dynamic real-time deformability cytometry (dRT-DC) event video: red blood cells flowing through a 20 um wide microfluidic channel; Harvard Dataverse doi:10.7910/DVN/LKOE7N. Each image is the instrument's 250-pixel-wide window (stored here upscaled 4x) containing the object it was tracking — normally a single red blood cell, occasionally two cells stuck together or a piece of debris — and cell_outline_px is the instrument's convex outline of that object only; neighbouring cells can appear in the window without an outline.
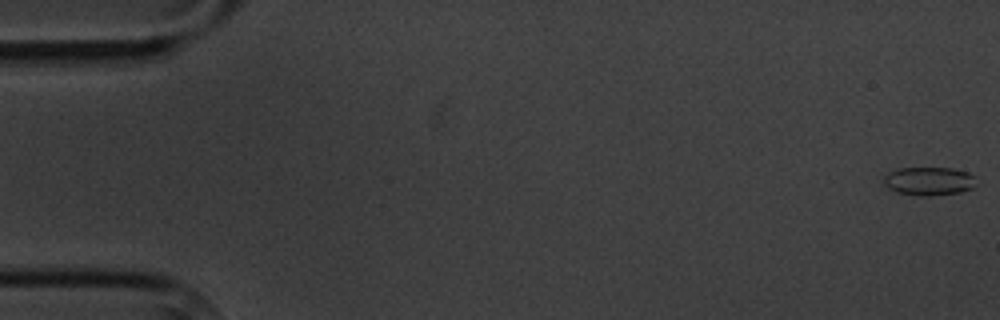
{"species": "common noctule bat (a hibernating species)", "species_latin": "Nyctalus noctula", "temperature_condition": "cold", "stored_images_in_passage": 6, "camera_frame_rate_fps": 3000, "um_per_image_px": 0.085, "animal": {"sex": "male", "body_mass_g": 20.1, "forearm_length_mm": 53.5}, "frame": {"image": 1, "passage_image": 1, "time_ms": 0.0, "image_size_px": [1000, 320], "cell_outline_px": [[972, 188], [960, 192], [932, 196], [920, 196], [896, 192], [884, 184], [884, 176], [888, 172], [900, 168], [952, 168], [968, 172], [972, 176]], "centroid_in_image_um": [78.9, 15.4], "position_along_channel_um": 6.1, "area_um2": 15.09}}
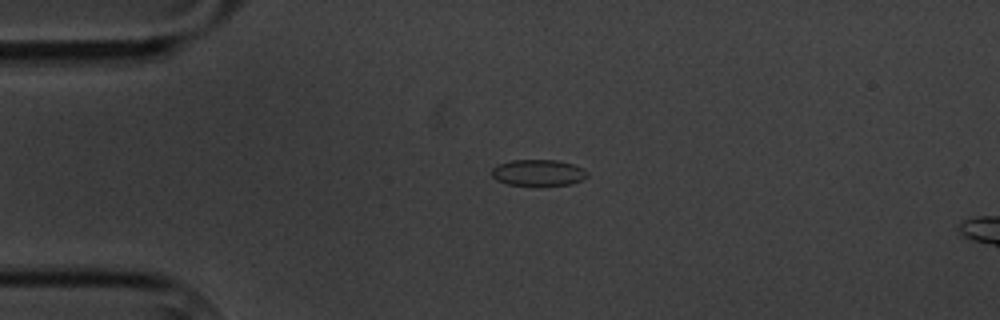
{"frame": {"image": 2, "passage_image": 4, "time_ms": 4.333, "image_size_px": [1000, 320], "cell_outline_px": [[588, 176], [572, 184], [508, 184], [496, 180], [492, 176], [492, 168], [496, 164], [512, 160], [556, 160], [572, 164], [584, 168], [588, 172]], "centroid_in_image_um": [45.74, 14.65], "position_along_channel_um": 39.3, "area_um2": 14.39}}
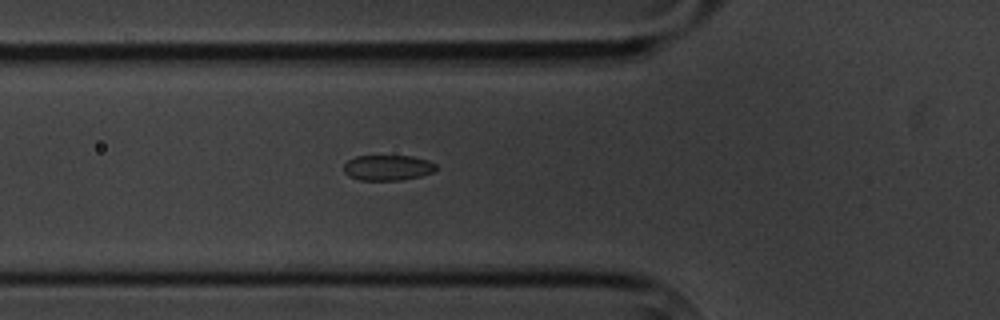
{"frame": {"image": 3, "passage_image": 6, "time_ms": 6.667, "image_size_px": [1000, 320], "cell_outline_px": [[436, 168], [432, 172], [420, 176], [400, 180], [360, 180], [348, 176], [344, 172], [344, 164], [348, 160], [356, 156], [412, 156], [428, 160], [436, 164]], "centroid_in_image_um": [32.94, 14.25], "position_along_channel_um": 92.9, "area_um2": 13.64}}